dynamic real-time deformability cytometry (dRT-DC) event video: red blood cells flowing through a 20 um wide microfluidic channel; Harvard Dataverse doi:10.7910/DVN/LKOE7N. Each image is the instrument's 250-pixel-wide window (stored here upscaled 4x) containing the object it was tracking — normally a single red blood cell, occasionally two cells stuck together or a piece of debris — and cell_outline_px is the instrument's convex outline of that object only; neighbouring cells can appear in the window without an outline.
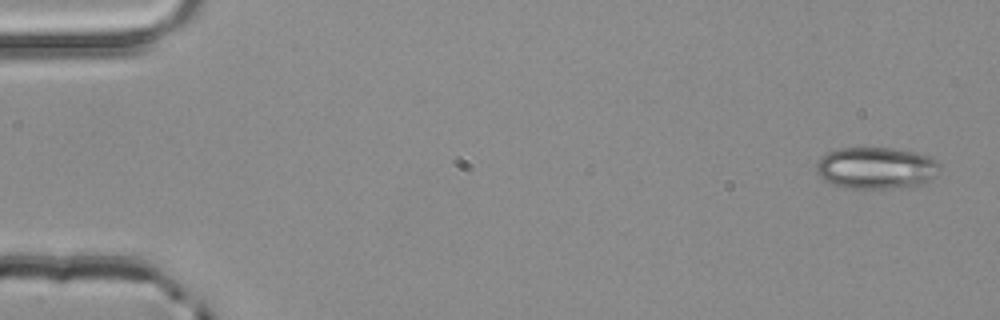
{"species": "common noctule bat (a hibernating species)", "species_latin": "Nyctalus noctula", "temperature_condition": "room temperature", "stored_images_in_passage": 4, "camera_frame_rate_fps": 3000, "um_per_image_px": 0.085, "animal": {"sex": "male", "body_mass_g": 20.4}, "frame": {"image": 1, "passage_image": 1, "time_ms": 0.0, "image_size_px": [1000, 320], "cell_outline_px": [[940, 168], [936, 176], [924, 184], [900, 188], [852, 188], [832, 184], [824, 180], [816, 172], [816, 164], [828, 152], [840, 148], [892, 148], [916, 152], [928, 156], [936, 160], [940, 164]], "centroid_in_image_um": [74.52, 14.28], "position_along_channel_um": 10.5, "area_um2": 30.11}}